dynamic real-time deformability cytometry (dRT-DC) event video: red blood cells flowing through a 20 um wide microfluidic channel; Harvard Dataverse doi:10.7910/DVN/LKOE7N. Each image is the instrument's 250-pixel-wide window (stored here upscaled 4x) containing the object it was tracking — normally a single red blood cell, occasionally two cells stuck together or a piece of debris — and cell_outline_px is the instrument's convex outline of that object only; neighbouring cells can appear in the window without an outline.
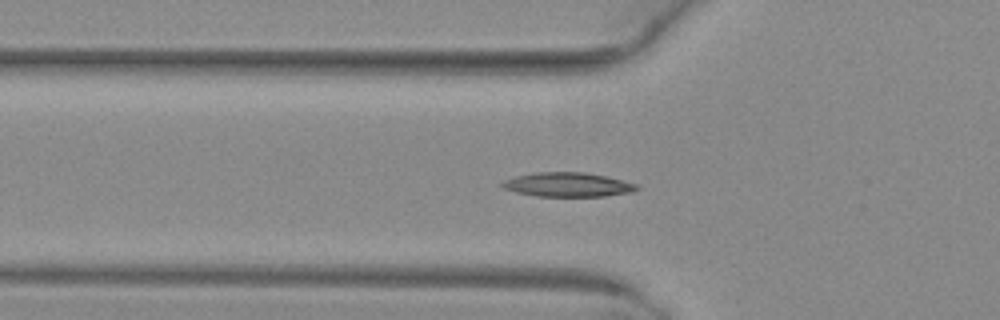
{"species": "common noctule bat (a hibernating species)", "species_latin": "Nyctalus noctula", "temperature_condition": "warm", "stored_images_in_passage": 53, "camera_frame_rate_fps": 3000, "um_per_image_px": 0.085, "animal": {"sex": "female", "body_mass_g": 29.2, "forearm_length_mm": 56.3}, "frame": {"image": 1, "passage_image": 19, "time_ms": 6.0, "image_size_px": [1000, 320], "cell_outline_px": [[640, 188], [632, 192], [604, 196], [536, 196], [516, 192], [504, 188], [500, 184], [504, 180], [516, 176], [536, 172], [584, 172], [604, 176], [636, 184]], "centroid_in_image_um": [48.24, 15.69], "position_along_channel_um": 77.6, "area_um2": 18.79}}
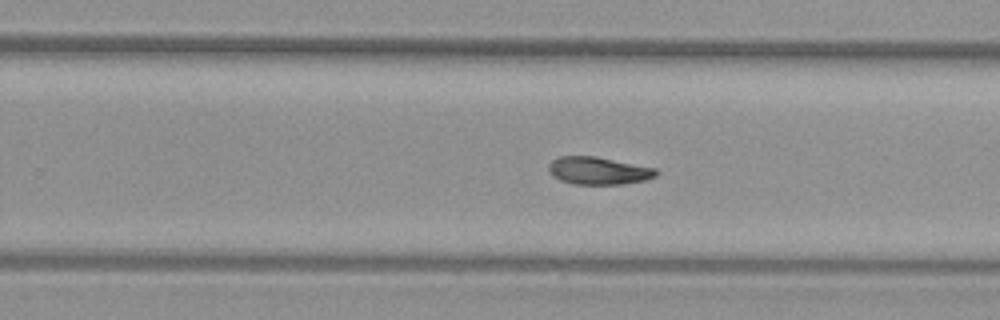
{"frame": {"image": 2, "passage_image": 34, "time_ms": 11.0, "image_size_px": [1000, 320], "cell_outline_px": [[660, 172], [656, 176], [644, 180], [624, 184], [572, 184], [560, 180], [552, 176], [548, 168], [548, 164], [552, 160], [560, 156], [596, 156], [656, 168]], "centroid_in_image_um": [50.87, 14.51], "position_along_channel_um": 278.9, "area_um2": 17.4}}
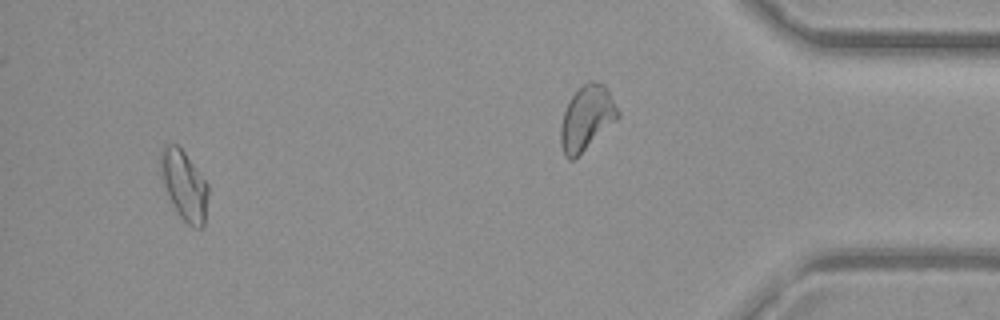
{"frame": {"image": 3, "passage_image": 50, "time_ms": 16.333, "image_size_px": [1000, 320], "cell_outline_px": [[208, 196], [204, 228], [192, 228], [176, 212], [168, 196], [160, 176], [160, 148], [164, 144], [176, 144], [184, 152], [208, 184]], "centroid_in_image_um": [15.64, 15.76], "position_along_channel_um": 419.6, "area_um2": 19.48}}